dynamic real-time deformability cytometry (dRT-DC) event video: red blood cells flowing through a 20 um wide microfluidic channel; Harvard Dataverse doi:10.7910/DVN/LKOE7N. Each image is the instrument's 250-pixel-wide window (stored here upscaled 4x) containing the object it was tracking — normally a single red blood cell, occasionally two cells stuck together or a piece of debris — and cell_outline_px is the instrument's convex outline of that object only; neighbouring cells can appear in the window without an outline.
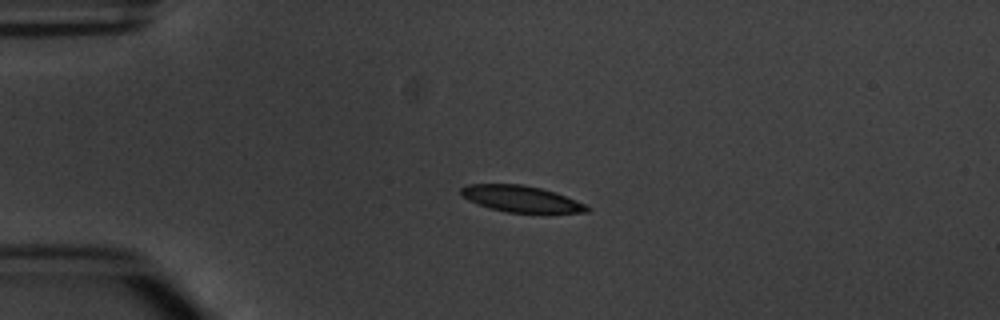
{"species": "common noctule bat (a hibernating species)", "species_latin": "Nyctalus noctula", "temperature_condition": "warm", "stored_images_in_passage": 5, "camera_frame_rate_fps": 3000, "um_per_image_px": 0.085, "animal": {"sex": "male", "body_mass_g": 20.1, "forearm_length_mm": 53.5}, "frame": {"image": 1, "passage_image": 3, "time_ms": 2.333, "image_size_px": [1000, 320], "cell_outline_px": [[592, 208], [588, 212], [508, 212], [488, 208], [468, 200], [460, 192], [460, 188], [468, 184], [520, 184], [540, 188], [556, 192], [584, 204]], "centroid_in_image_um": [44.27, 16.89], "position_along_channel_um": 40.7, "area_um2": 19.07}}